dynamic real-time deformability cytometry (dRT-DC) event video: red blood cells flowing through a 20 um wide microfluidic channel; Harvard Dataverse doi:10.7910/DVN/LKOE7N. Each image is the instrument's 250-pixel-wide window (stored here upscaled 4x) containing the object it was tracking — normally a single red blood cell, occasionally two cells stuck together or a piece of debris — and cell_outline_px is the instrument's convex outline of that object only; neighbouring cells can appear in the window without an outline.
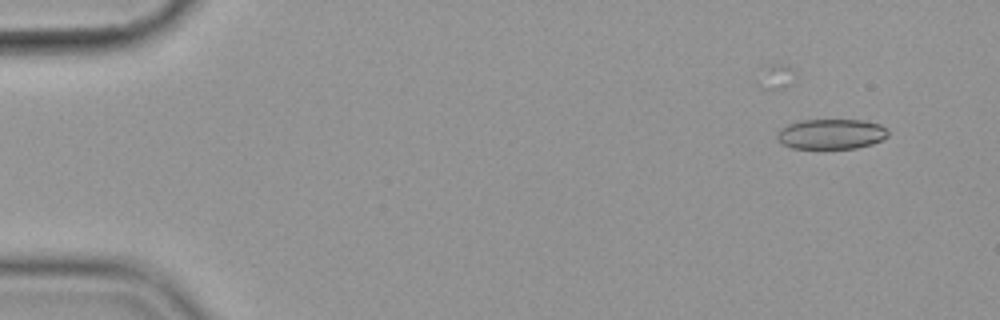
{"species": "common noctule bat (a hibernating species)", "species_latin": "Nyctalus noctula", "temperature_condition": "cold", "stored_images_in_passage": 42, "camera_frame_rate_fps": 3000, "um_per_image_px": 0.085, "animal": {"sex": "female", "body_mass_g": 19.9}, "frame": {"image": 1, "passage_image": 4, "time_ms": 1.0, "image_size_px": [1000, 320], "cell_outline_px": [[888, 136], [872, 144], [856, 148], [792, 148], [776, 140], [776, 132], [780, 128], [788, 124], [800, 120], [864, 120], [880, 124], [888, 128]], "centroid_in_image_um": [70.64, 11.38], "position_along_channel_um": 14.4, "area_um2": 19.65}}
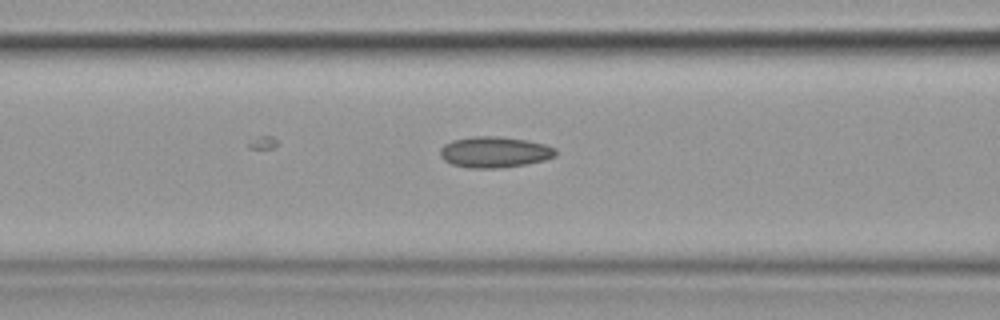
{"frame": {"image": 2, "passage_image": 23, "time_ms": 7.333, "image_size_px": [1000, 320], "cell_outline_px": [[556, 156], [544, 160], [524, 164], [500, 168], [468, 168], [452, 164], [444, 160], [440, 156], [440, 148], [444, 144], [452, 140], [472, 136], [496, 136], [528, 140], [544, 144], [556, 148]], "centroid_in_image_um": [42.02, 12.92], "position_along_channel_um": 124.6, "area_um2": 20.92}}
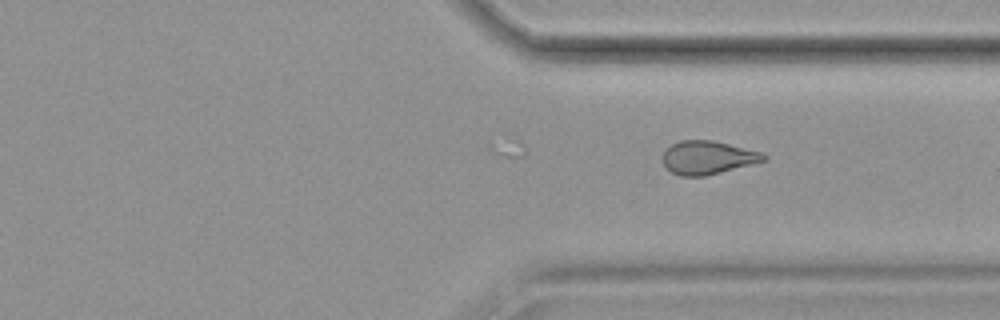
{"frame": {"image": 3, "passage_image": 42, "time_ms": 13.667, "image_size_px": [1000, 320], "cell_outline_px": [[768, 160], [704, 176], [680, 176], [672, 172], [664, 164], [664, 152], [672, 144], [680, 140], [712, 140], [760, 152], [768, 156]], "centroid_in_image_um": [60.17, 13.39], "position_along_channel_um": 351.2, "area_um2": 19.31}}